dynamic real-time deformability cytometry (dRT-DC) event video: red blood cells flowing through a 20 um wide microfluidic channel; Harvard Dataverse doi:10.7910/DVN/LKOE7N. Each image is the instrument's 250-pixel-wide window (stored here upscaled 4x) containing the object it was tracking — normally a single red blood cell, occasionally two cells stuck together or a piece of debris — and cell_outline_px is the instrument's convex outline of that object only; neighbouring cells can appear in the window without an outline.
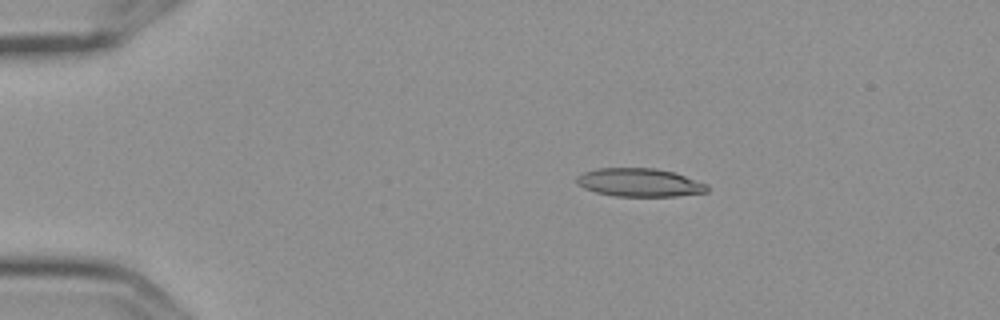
{"species": "Egyptian fruit bat (a non-hibernating species)", "species_latin": "Rousettus aegyptiacus", "temperature_condition": "cold", "stored_images_in_passage": 5, "camera_frame_rate_fps": 3000, "um_per_image_px": 0.085, "frame": {"image": 1, "passage_image": 3, "time_ms": 0.667, "image_size_px": [1000, 320], "cell_outline_px": [[708, 192], [676, 196], [616, 196], [596, 192], [584, 188], [576, 184], [576, 176], [584, 172], [596, 168], [656, 168], [676, 172], [708, 184]], "centroid_in_image_um": [54.37, 15.5], "position_along_channel_um": 30.6, "area_um2": 21.73}}